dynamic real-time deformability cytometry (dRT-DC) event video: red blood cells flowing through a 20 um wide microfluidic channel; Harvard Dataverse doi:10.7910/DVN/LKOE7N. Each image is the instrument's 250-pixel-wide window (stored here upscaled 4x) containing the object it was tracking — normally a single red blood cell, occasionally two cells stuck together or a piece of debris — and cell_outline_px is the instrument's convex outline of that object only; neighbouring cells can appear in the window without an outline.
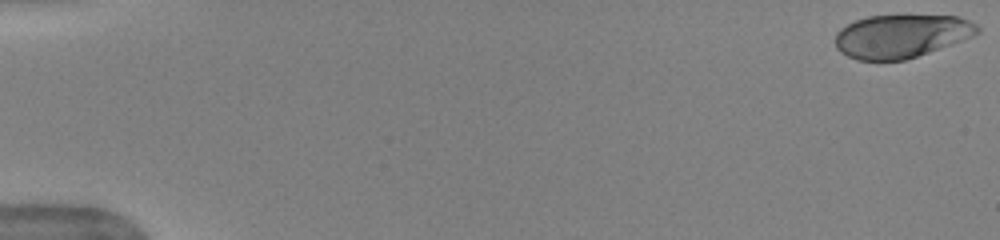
{"species": "human", "species_latin": "Homo sapiens", "temperature_condition": "warm", "stored_images_in_passage": 52, "camera_frame_rate_fps": 3000, "um_per_image_px": 0.085, "donor": {"sex": "female"}, "frame": {"image": 1, "passage_image": 1, "time_ms": 0.0, "image_size_px": [1000, 240], "cell_outline_px": [[980, 32], [972, 36], [928, 52], [904, 60], [856, 60], [840, 52], [836, 48], [836, 32], [840, 28], [856, 20], [868, 16], [956, 16], [968, 20], [976, 24], [980, 28]], "centroid_in_image_um": [76.57, 3.07], "position_along_channel_um": 8.4, "area_um2": 35.43}}
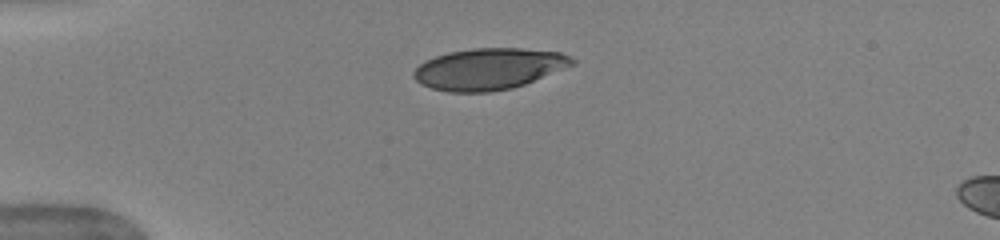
{"frame": {"image": 2, "passage_image": 14, "time_ms": 4.333, "image_size_px": [1000, 240], "cell_outline_px": [[576, 64], [524, 84], [512, 88], [488, 92], [448, 92], [432, 88], [420, 84], [412, 76], [412, 72], [424, 60], [448, 52], [476, 48], [520, 48], [560, 52], [572, 56], [576, 60]], "centroid_in_image_um": [41.55, 5.85], "position_along_channel_um": 43.4, "area_um2": 38.32}}
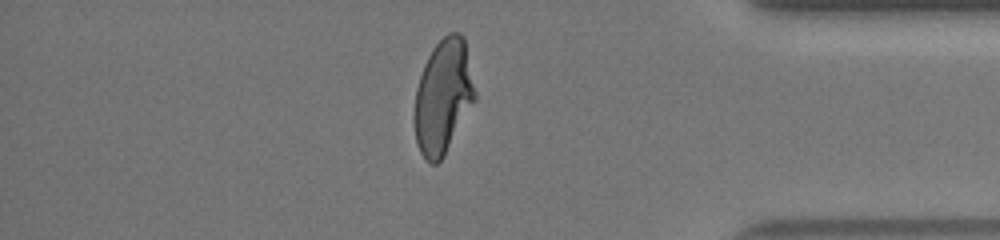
{"frame": {"image": 3, "passage_image": 45, "time_ms": 14.667, "image_size_px": [1000, 240], "cell_outline_px": [[476, 100], [444, 156], [436, 164], [432, 164], [420, 152], [416, 140], [412, 120], [412, 116], [416, 88], [424, 64], [432, 48], [448, 32], [460, 32], [464, 36], [476, 92]], "centroid_in_image_um": [37.66, 8.21], "position_along_channel_um": 397.5, "area_um2": 40.75}, "authors_computed_cell_mechanics": {"area_um2": 39.8242, "velocity_mm_per_s": 3.9491, "shape_relaxation_time_tau1_ms": 5.8206, "shape_relaxation_time_tau2_ms": null, "deformation_change_tau1": 0.2185, "deformation_change_tau2": null}}